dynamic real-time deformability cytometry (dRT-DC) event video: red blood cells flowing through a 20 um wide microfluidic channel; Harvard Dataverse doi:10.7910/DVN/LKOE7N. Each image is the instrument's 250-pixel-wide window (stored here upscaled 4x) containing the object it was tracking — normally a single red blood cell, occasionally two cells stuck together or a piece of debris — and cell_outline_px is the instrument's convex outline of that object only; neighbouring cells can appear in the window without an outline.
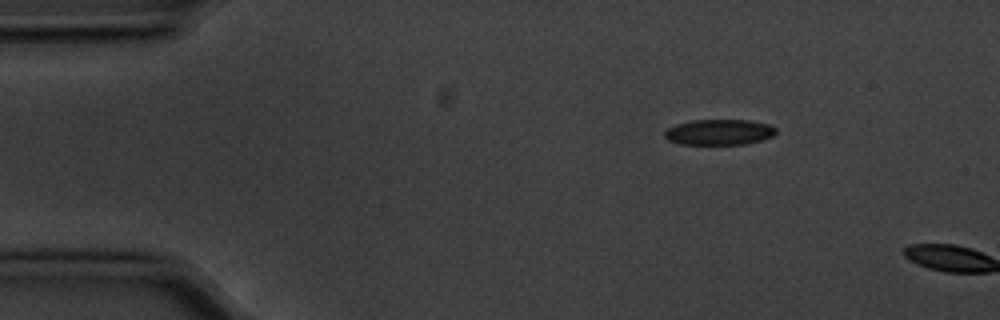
{"species": "common noctule bat (a hibernating species)", "species_latin": "Nyctalus noctula", "temperature_condition": "cold", "stored_images_in_passage": 2, "camera_frame_rate_fps": 3000, "um_per_image_px": 0.085, "animal": {"sex": "male", "body_mass_g": 20.1, "forearm_length_mm": 53.5}, "frame": {"image": 1, "passage_image": 1, "time_ms": 0.0, "image_size_px": [1000, 320], "cell_outline_px": [[776, 132], [772, 136], [760, 140], [744, 144], [680, 144], [668, 140], [664, 136], [664, 132], [668, 128], [676, 124], [692, 120], [752, 120], [768, 124], [776, 128]], "centroid_in_image_um": [61.11, 11.22], "position_along_channel_um": 23.9, "area_um2": 16.59}}